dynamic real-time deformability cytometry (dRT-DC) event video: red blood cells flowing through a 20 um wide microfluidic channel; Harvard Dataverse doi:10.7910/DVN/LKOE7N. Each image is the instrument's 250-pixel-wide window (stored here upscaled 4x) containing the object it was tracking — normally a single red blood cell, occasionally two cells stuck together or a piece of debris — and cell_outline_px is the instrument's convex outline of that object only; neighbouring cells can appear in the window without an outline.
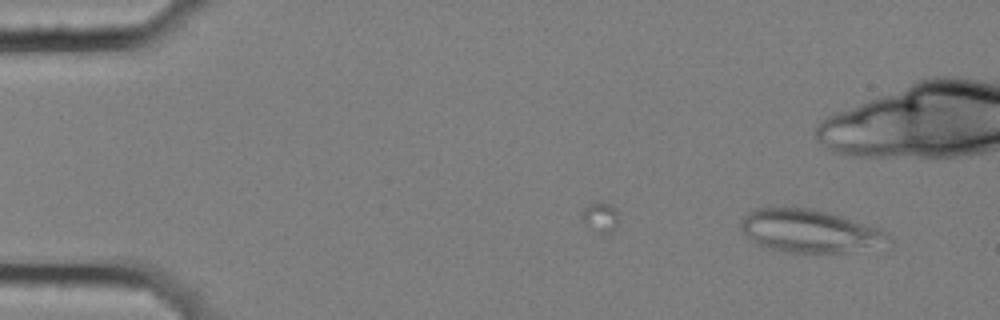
{"species": "common noctule bat (a hibernating species)", "species_latin": "Nyctalus noctula", "temperature_condition": "cold", "stored_images_in_passage": 49, "segment_of_instrument_passage": [1, 2], "camera_frame_rate_fps": 3000, "um_per_image_px": 0.085, "animal": {"sex": "female", "body_mass_g": 25.1}, "frame": {"image": 1, "passage_image": 3, "time_ms": 0.667, "image_size_px": [1000, 320], "cell_outline_px": [[892, 240], [844, 252], [784, 252], [760, 248], [740, 228], [740, 220], [748, 212], [756, 208], [812, 208], [828, 212], [880, 228], [888, 232]], "centroid_in_image_um": [68.72, 19.62], "position_along_channel_um": 16.3, "area_um2": 36.47}}